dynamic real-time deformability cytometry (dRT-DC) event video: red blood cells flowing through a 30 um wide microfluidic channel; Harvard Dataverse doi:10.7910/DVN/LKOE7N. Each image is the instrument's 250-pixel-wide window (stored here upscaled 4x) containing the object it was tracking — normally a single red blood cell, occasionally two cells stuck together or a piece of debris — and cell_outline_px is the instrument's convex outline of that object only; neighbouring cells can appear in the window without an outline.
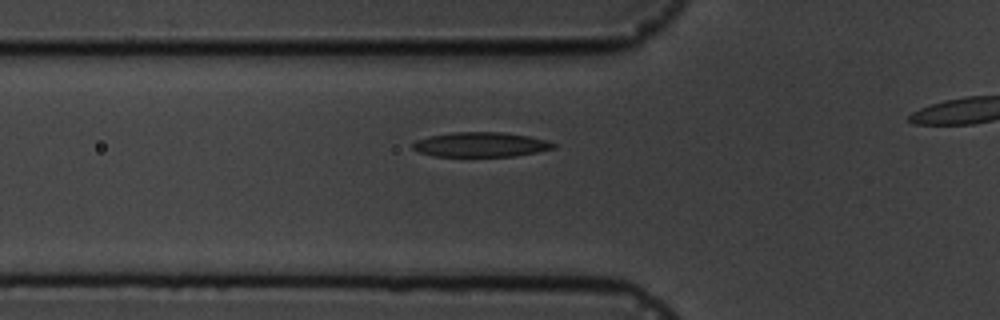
{"species": "common noctule bat (a hibernating species)", "species_latin": "Nyctalus noctula", "temperature_condition": "cold", "stored_images_in_passage": 5, "segment_of_instrument_passage": [1, 2], "camera_frame_rate_fps": 3000, "um_per_image_px": 0.085, "animal": {"sex": "male", "body_mass_g": 19.5, "forearm_length_mm": 54.6}, "frame": {"image": 1, "passage_image": 4, "time_ms": 4.333, "image_size_px": [1000, 320], "cell_outline_px": [[556, 148], [536, 152], [512, 156], [432, 156], [420, 152], [412, 148], [412, 144], [416, 140], [428, 136], [452, 132], [504, 132], [528, 136], [544, 140], [556, 144]], "centroid_in_image_um": [40.83, 12.28], "position_along_channel_um": 85.0, "area_um2": 20.17}}